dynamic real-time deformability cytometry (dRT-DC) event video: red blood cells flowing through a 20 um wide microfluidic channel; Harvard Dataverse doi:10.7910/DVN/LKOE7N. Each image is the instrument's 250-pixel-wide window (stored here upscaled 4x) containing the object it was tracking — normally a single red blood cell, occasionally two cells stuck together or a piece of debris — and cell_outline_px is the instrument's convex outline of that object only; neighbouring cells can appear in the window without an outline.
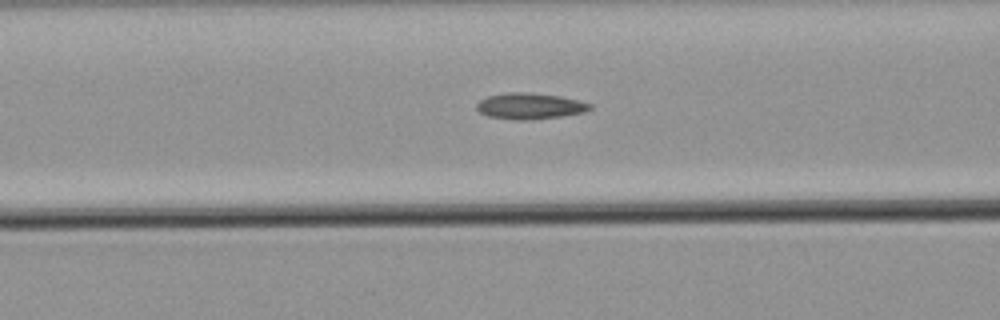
{"species": "common noctule bat (a hibernating species)", "species_latin": "Nyctalus noctula", "temperature_condition": "warm", "stored_images_in_passage": 34, "camera_frame_rate_fps": 3000, "um_per_image_px": 0.085, "animal": {"sex": "male", "body_mass_g": 21.5, "forearm_length_mm": 52.0}, "frame": {"image": 1, "passage_image": 6, "time_ms": 1.667, "image_size_px": [1000, 320], "cell_outline_px": [[592, 108], [584, 112], [564, 116], [528, 120], [520, 120], [488, 116], [480, 112], [476, 108], [476, 104], [480, 100], [488, 96], [504, 92], [528, 92], [560, 96], [592, 104]], "centroid_in_image_um": [45.03, 9.01], "position_along_channel_um": 121.6, "area_um2": 17.22}}
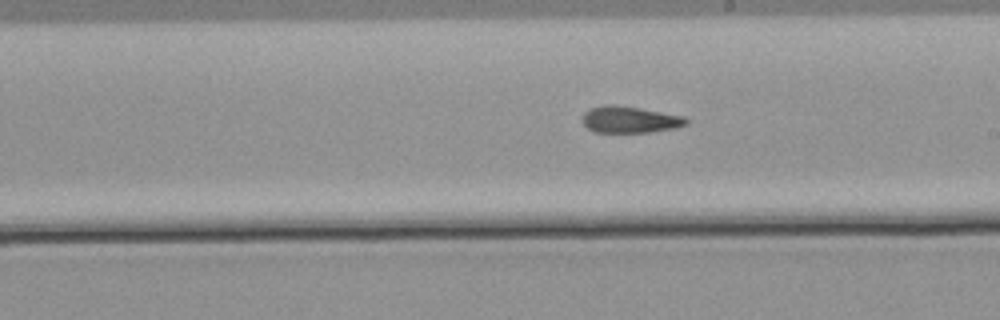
{"frame": {"image": 2, "passage_image": 16, "time_ms": 5.0, "image_size_px": [1000, 320], "cell_outline_px": [[688, 124], [676, 128], [648, 132], [596, 132], [588, 128], [580, 120], [584, 112], [588, 108], [604, 104], [616, 104], [640, 108], [684, 116], [688, 120]], "centroid_in_image_um": [53.5, 10.15], "position_along_channel_um": 235.5, "area_um2": 16.3}}
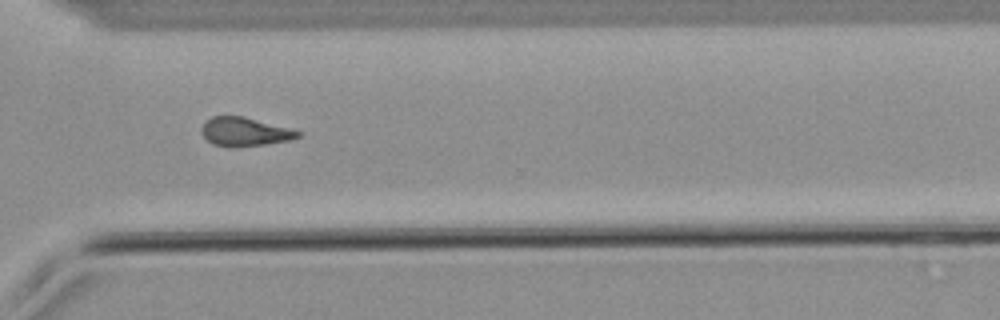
{"frame": {"image": 3, "passage_image": 26, "time_ms": 8.333, "image_size_px": [1000, 320], "cell_outline_px": [[304, 132], [300, 136], [292, 140], [236, 148], [232, 148], [212, 144], [200, 132], [200, 128], [212, 116], [244, 116], [292, 128]], "centroid_in_image_um": [20.85, 11.21], "position_along_channel_um": 349.8, "area_um2": 16.47}}